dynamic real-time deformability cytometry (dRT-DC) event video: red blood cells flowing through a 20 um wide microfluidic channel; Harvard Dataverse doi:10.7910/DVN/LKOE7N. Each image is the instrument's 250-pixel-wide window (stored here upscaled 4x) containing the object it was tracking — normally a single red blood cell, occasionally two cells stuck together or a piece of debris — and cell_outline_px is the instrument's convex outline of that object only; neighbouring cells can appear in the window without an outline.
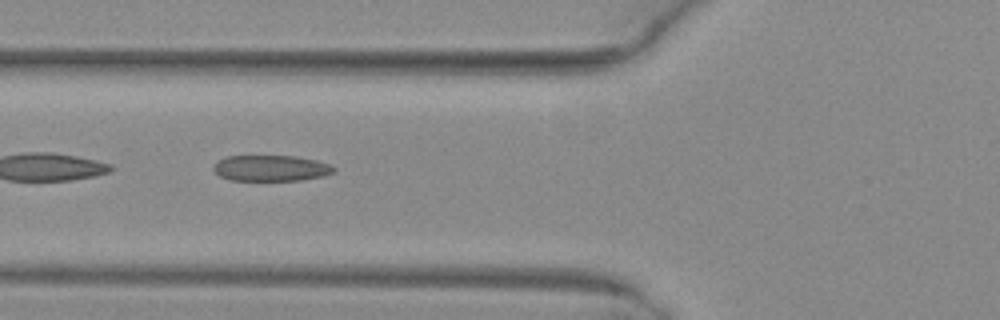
{"species": "common noctule bat (a hibernating species)", "species_latin": "Nyctalus noctula", "temperature_condition": "warm", "stored_images_in_passage": 35, "camera_frame_rate_fps": 3000, "um_per_image_px": 0.085, "animal": {"sex": "female", "body_mass_g": 29.2, "forearm_length_mm": 56.3}, "frame": {"image": 1, "passage_image": 11, "time_ms": 3.333, "image_size_px": [1000, 320], "cell_outline_px": [[336, 172], [324, 176], [300, 180], [232, 180], [220, 176], [212, 168], [220, 160], [228, 156], [296, 156], [316, 160], [328, 164], [336, 168]], "centroid_in_image_um": [23.08, 14.29], "position_along_channel_um": 102.7, "area_um2": 18.03}}
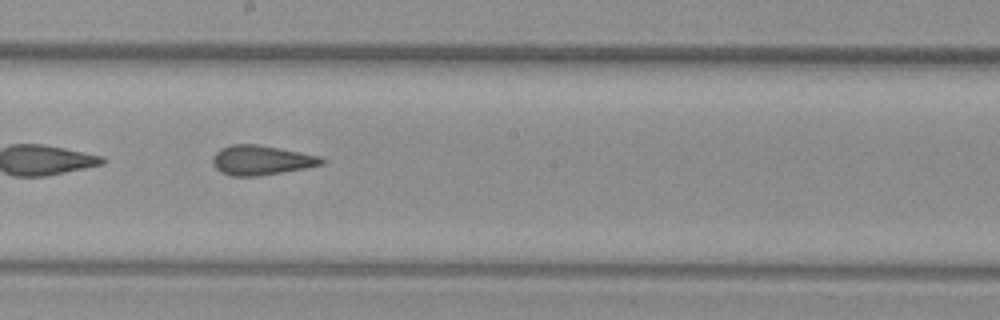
{"frame": {"image": 2, "passage_image": 20, "time_ms": 6.333, "image_size_px": [1000, 320], "cell_outline_px": [[324, 164], [308, 168], [260, 176], [228, 176], [220, 172], [212, 164], [212, 156], [220, 148], [232, 144], [256, 144], [300, 152], [320, 156], [324, 160]], "centroid_in_image_um": [22.18, 13.63], "position_along_channel_um": 226.0, "area_um2": 19.02}}
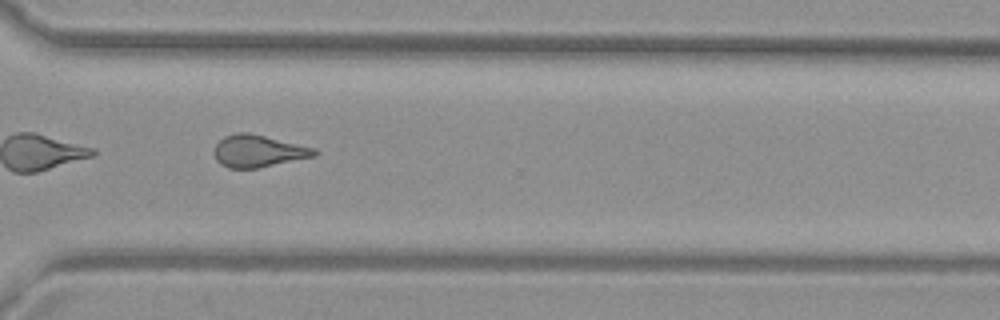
{"frame": {"image": 3, "passage_image": 29, "time_ms": 9.333, "image_size_px": [1000, 320], "cell_outline_px": [[320, 152], [316, 156], [260, 168], [228, 168], [220, 164], [216, 160], [212, 152], [216, 144], [224, 136], [236, 132], [248, 132], [316, 148]], "centroid_in_image_um": [21.95, 12.84], "position_along_channel_um": 348.6, "area_um2": 19.07}, "authors_computed_cell_mechanics": {"area_um2": 19.0162, "velocity_mm_per_s": 4.1003, "shape_relaxation_time_tau1_ms": null, "shape_relaxation_time_tau2_ms": 1.6706, "deformation_change_tau1": null, "deformation_change_tau2": 0.1148}}